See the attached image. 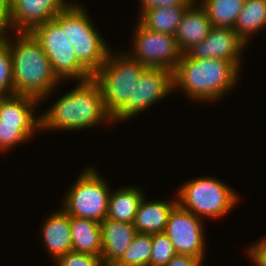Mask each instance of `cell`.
I'll return each mask as SVG.
<instances>
[{
  "label": "cell",
  "mask_w": 266,
  "mask_h": 266,
  "mask_svg": "<svg viewBox=\"0 0 266 266\" xmlns=\"http://www.w3.org/2000/svg\"><path fill=\"white\" fill-rule=\"evenodd\" d=\"M15 42L5 36L12 57L13 94L42 101L62 80L54 72L42 46L30 32H16ZM60 81V82H59Z\"/></svg>",
  "instance_id": "1"
},
{
  "label": "cell",
  "mask_w": 266,
  "mask_h": 266,
  "mask_svg": "<svg viewBox=\"0 0 266 266\" xmlns=\"http://www.w3.org/2000/svg\"><path fill=\"white\" fill-rule=\"evenodd\" d=\"M79 82L41 114V130H81L103 121L113 122L105 108L100 85L93 78Z\"/></svg>",
  "instance_id": "2"
},
{
  "label": "cell",
  "mask_w": 266,
  "mask_h": 266,
  "mask_svg": "<svg viewBox=\"0 0 266 266\" xmlns=\"http://www.w3.org/2000/svg\"><path fill=\"white\" fill-rule=\"evenodd\" d=\"M238 77L239 69L231 61L195 59L183 53L173 71V90L179 87L191 99L213 102L230 92Z\"/></svg>",
  "instance_id": "3"
},
{
  "label": "cell",
  "mask_w": 266,
  "mask_h": 266,
  "mask_svg": "<svg viewBox=\"0 0 266 266\" xmlns=\"http://www.w3.org/2000/svg\"><path fill=\"white\" fill-rule=\"evenodd\" d=\"M147 68L126 52L114 55L110 50L93 79L100 85L105 108L112 117L133 100L134 85Z\"/></svg>",
  "instance_id": "4"
},
{
  "label": "cell",
  "mask_w": 266,
  "mask_h": 266,
  "mask_svg": "<svg viewBox=\"0 0 266 266\" xmlns=\"http://www.w3.org/2000/svg\"><path fill=\"white\" fill-rule=\"evenodd\" d=\"M82 5L70 3L61 11V29L71 42L78 61L94 75L110 52Z\"/></svg>",
  "instance_id": "5"
},
{
  "label": "cell",
  "mask_w": 266,
  "mask_h": 266,
  "mask_svg": "<svg viewBox=\"0 0 266 266\" xmlns=\"http://www.w3.org/2000/svg\"><path fill=\"white\" fill-rule=\"evenodd\" d=\"M221 180L213 177L195 178L183 183L177 191V204L195 216L219 218L231 211L238 195Z\"/></svg>",
  "instance_id": "6"
},
{
  "label": "cell",
  "mask_w": 266,
  "mask_h": 266,
  "mask_svg": "<svg viewBox=\"0 0 266 266\" xmlns=\"http://www.w3.org/2000/svg\"><path fill=\"white\" fill-rule=\"evenodd\" d=\"M30 33L42 46L54 72L61 80L84 81L93 78L78 61L65 30L61 29V12L53 19L34 27Z\"/></svg>",
  "instance_id": "7"
},
{
  "label": "cell",
  "mask_w": 266,
  "mask_h": 266,
  "mask_svg": "<svg viewBox=\"0 0 266 266\" xmlns=\"http://www.w3.org/2000/svg\"><path fill=\"white\" fill-rule=\"evenodd\" d=\"M95 168H86L68 190L63 209L72 217L101 222L106 219L110 190Z\"/></svg>",
  "instance_id": "8"
},
{
  "label": "cell",
  "mask_w": 266,
  "mask_h": 266,
  "mask_svg": "<svg viewBox=\"0 0 266 266\" xmlns=\"http://www.w3.org/2000/svg\"><path fill=\"white\" fill-rule=\"evenodd\" d=\"M133 50L127 54L149 68L174 71L181 60L174 35L147 29L139 22L134 32Z\"/></svg>",
  "instance_id": "9"
},
{
  "label": "cell",
  "mask_w": 266,
  "mask_h": 266,
  "mask_svg": "<svg viewBox=\"0 0 266 266\" xmlns=\"http://www.w3.org/2000/svg\"><path fill=\"white\" fill-rule=\"evenodd\" d=\"M173 90V72L165 68H147L133 89V100L127 103L112 117V120L125 121L166 97Z\"/></svg>",
  "instance_id": "10"
},
{
  "label": "cell",
  "mask_w": 266,
  "mask_h": 266,
  "mask_svg": "<svg viewBox=\"0 0 266 266\" xmlns=\"http://www.w3.org/2000/svg\"><path fill=\"white\" fill-rule=\"evenodd\" d=\"M202 222L201 218L181 208L178 204L173 208L164 233L177 254L204 258L206 243Z\"/></svg>",
  "instance_id": "11"
},
{
  "label": "cell",
  "mask_w": 266,
  "mask_h": 266,
  "mask_svg": "<svg viewBox=\"0 0 266 266\" xmlns=\"http://www.w3.org/2000/svg\"><path fill=\"white\" fill-rule=\"evenodd\" d=\"M246 45L232 28L212 26L208 36L185 53L195 59L216 58L231 61L240 70V54Z\"/></svg>",
  "instance_id": "12"
},
{
  "label": "cell",
  "mask_w": 266,
  "mask_h": 266,
  "mask_svg": "<svg viewBox=\"0 0 266 266\" xmlns=\"http://www.w3.org/2000/svg\"><path fill=\"white\" fill-rule=\"evenodd\" d=\"M70 3L65 0H11L12 30L30 32L53 19Z\"/></svg>",
  "instance_id": "13"
},
{
  "label": "cell",
  "mask_w": 266,
  "mask_h": 266,
  "mask_svg": "<svg viewBox=\"0 0 266 266\" xmlns=\"http://www.w3.org/2000/svg\"><path fill=\"white\" fill-rule=\"evenodd\" d=\"M102 252L105 266H113L131 245L137 234L133 224L106 218L100 222Z\"/></svg>",
  "instance_id": "14"
},
{
  "label": "cell",
  "mask_w": 266,
  "mask_h": 266,
  "mask_svg": "<svg viewBox=\"0 0 266 266\" xmlns=\"http://www.w3.org/2000/svg\"><path fill=\"white\" fill-rule=\"evenodd\" d=\"M196 2L194 0L187 7L174 34L177 46L182 53L203 41L212 27L204 8L196 5Z\"/></svg>",
  "instance_id": "15"
},
{
  "label": "cell",
  "mask_w": 266,
  "mask_h": 266,
  "mask_svg": "<svg viewBox=\"0 0 266 266\" xmlns=\"http://www.w3.org/2000/svg\"><path fill=\"white\" fill-rule=\"evenodd\" d=\"M42 225V239L49 255L56 260L72 251L70 216L62 208L49 215Z\"/></svg>",
  "instance_id": "16"
},
{
  "label": "cell",
  "mask_w": 266,
  "mask_h": 266,
  "mask_svg": "<svg viewBox=\"0 0 266 266\" xmlns=\"http://www.w3.org/2000/svg\"><path fill=\"white\" fill-rule=\"evenodd\" d=\"M176 205L177 198L174 201H146L143 197L133 223L135 230L145 234L164 232L170 212Z\"/></svg>",
  "instance_id": "17"
},
{
  "label": "cell",
  "mask_w": 266,
  "mask_h": 266,
  "mask_svg": "<svg viewBox=\"0 0 266 266\" xmlns=\"http://www.w3.org/2000/svg\"><path fill=\"white\" fill-rule=\"evenodd\" d=\"M40 103L26 95L0 97V122L17 125H41V117L34 113V107Z\"/></svg>",
  "instance_id": "18"
},
{
  "label": "cell",
  "mask_w": 266,
  "mask_h": 266,
  "mask_svg": "<svg viewBox=\"0 0 266 266\" xmlns=\"http://www.w3.org/2000/svg\"><path fill=\"white\" fill-rule=\"evenodd\" d=\"M72 251L100 256L102 236L100 223L87 218L70 216Z\"/></svg>",
  "instance_id": "19"
},
{
  "label": "cell",
  "mask_w": 266,
  "mask_h": 266,
  "mask_svg": "<svg viewBox=\"0 0 266 266\" xmlns=\"http://www.w3.org/2000/svg\"><path fill=\"white\" fill-rule=\"evenodd\" d=\"M143 197V191L137 186L136 188L135 186L119 188L111 192L106 218L133 224Z\"/></svg>",
  "instance_id": "20"
},
{
  "label": "cell",
  "mask_w": 266,
  "mask_h": 266,
  "mask_svg": "<svg viewBox=\"0 0 266 266\" xmlns=\"http://www.w3.org/2000/svg\"><path fill=\"white\" fill-rule=\"evenodd\" d=\"M188 6L155 7L141 10L138 22L147 29L174 35Z\"/></svg>",
  "instance_id": "21"
},
{
  "label": "cell",
  "mask_w": 266,
  "mask_h": 266,
  "mask_svg": "<svg viewBox=\"0 0 266 266\" xmlns=\"http://www.w3.org/2000/svg\"><path fill=\"white\" fill-rule=\"evenodd\" d=\"M266 26V0H245L233 30L246 43Z\"/></svg>",
  "instance_id": "22"
},
{
  "label": "cell",
  "mask_w": 266,
  "mask_h": 266,
  "mask_svg": "<svg viewBox=\"0 0 266 266\" xmlns=\"http://www.w3.org/2000/svg\"><path fill=\"white\" fill-rule=\"evenodd\" d=\"M245 0H203L200 2L212 26L234 28Z\"/></svg>",
  "instance_id": "23"
},
{
  "label": "cell",
  "mask_w": 266,
  "mask_h": 266,
  "mask_svg": "<svg viewBox=\"0 0 266 266\" xmlns=\"http://www.w3.org/2000/svg\"><path fill=\"white\" fill-rule=\"evenodd\" d=\"M152 234L137 233L129 248L113 266H150Z\"/></svg>",
  "instance_id": "24"
},
{
  "label": "cell",
  "mask_w": 266,
  "mask_h": 266,
  "mask_svg": "<svg viewBox=\"0 0 266 266\" xmlns=\"http://www.w3.org/2000/svg\"><path fill=\"white\" fill-rule=\"evenodd\" d=\"M41 131V125H17L0 122V150L8 151L13 146L23 143L26 139L33 137L36 131Z\"/></svg>",
  "instance_id": "25"
},
{
  "label": "cell",
  "mask_w": 266,
  "mask_h": 266,
  "mask_svg": "<svg viewBox=\"0 0 266 266\" xmlns=\"http://www.w3.org/2000/svg\"><path fill=\"white\" fill-rule=\"evenodd\" d=\"M176 254L174 246L164 232L152 234L150 266H166Z\"/></svg>",
  "instance_id": "26"
},
{
  "label": "cell",
  "mask_w": 266,
  "mask_h": 266,
  "mask_svg": "<svg viewBox=\"0 0 266 266\" xmlns=\"http://www.w3.org/2000/svg\"><path fill=\"white\" fill-rule=\"evenodd\" d=\"M13 95L12 57L8 45L0 39V97Z\"/></svg>",
  "instance_id": "27"
},
{
  "label": "cell",
  "mask_w": 266,
  "mask_h": 266,
  "mask_svg": "<svg viewBox=\"0 0 266 266\" xmlns=\"http://www.w3.org/2000/svg\"><path fill=\"white\" fill-rule=\"evenodd\" d=\"M57 266H105L100 256L70 251L55 261Z\"/></svg>",
  "instance_id": "28"
},
{
  "label": "cell",
  "mask_w": 266,
  "mask_h": 266,
  "mask_svg": "<svg viewBox=\"0 0 266 266\" xmlns=\"http://www.w3.org/2000/svg\"><path fill=\"white\" fill-rule=\"evenodd\" d=\"M8 29H12L11 0H0V39L7 36Z\"/></svg>",
  "instance_id": "29"
},
{
  "label": "cell",
  "mask_w": 266,
  "mask_h": 266,
  "mask_svg": "<svg viewBox=\"0 0 266 266\" xmlns=\"http://www.w3.org/2000/svg\"><path fill=\"white\" fill-rule=\"evenodd\" d=\"M247 248H249L247 251L248 255L256 264L255 266H266V236Z\"/></svg>",
  "instance_id": "30"
},
{
  "label": "cell",
  "mask_w": 266,
  "mask_h": 266,
  "mask_svg": "<svg viewBox=\"0 0 266 266\" xmlns=\"http://www.w3.org/2000/svg\"><path fill=\"white\" fill-rule=\"evenodd\" d=\"M194 0H140L142 10L155 7L189 6Z\"/></svg>",
  "instance_id": "31"
},
{
  "label": "cell",
  "mask_w": 266,
  "mask_h": 266,
  "mask_svg": "<svg viewBox=\"0 0 266 266\" xmlns=\"http://www.w3.org/2000/svg\"><path fill=\"white\" fill-rule=\"evenodd\" d=\"M203 259L187 254H176L166 266H202Z\"/></svg>",
  "instance_id": "32"
}]
</instances>
